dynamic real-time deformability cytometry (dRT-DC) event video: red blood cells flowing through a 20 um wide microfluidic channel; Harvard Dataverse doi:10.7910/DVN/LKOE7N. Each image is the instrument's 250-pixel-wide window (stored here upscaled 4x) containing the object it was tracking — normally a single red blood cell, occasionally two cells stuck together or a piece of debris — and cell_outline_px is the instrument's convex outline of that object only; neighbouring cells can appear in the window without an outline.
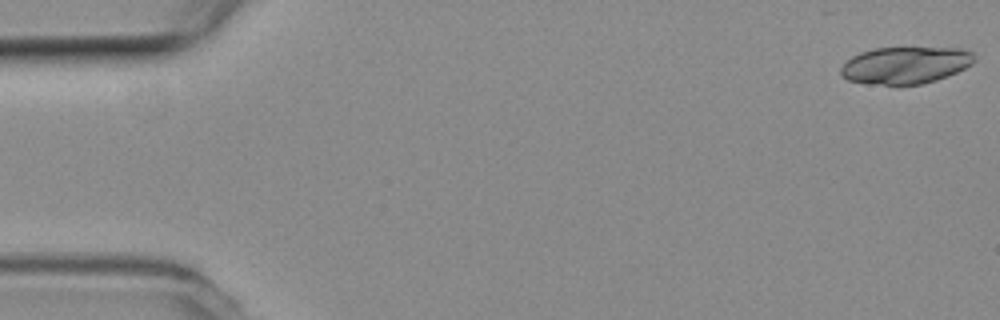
{"species": "common noctule bat (a hibernating species)", "species_latin": "Nyctalus noctula", "temperature_condition": "room temperature", "stored_images_in_passage": 7, "camera_frame_rate_fps": 3000, "um_per_image_px": 0.085, "animal": {"sex": "female", "body_mass_g": 19.3, "forearm_length_mm": 54.1}, "frame": {"image": 1, "passage_image": 1, "time_ms": 0.0, "image_size_px": [1000, 320], "cell_outline_px": [[976, 60], [972, 64], [948, 76], [936, 80], [920, 84], [900, 88], [896, 88], [868, 84], [848, 80], [840, 76], [840, 68], [852, 56], [860, 52], [876, 48], [960, 48], [972, 52], [976, 56]], "centroid_in_image_um": [76.93, 5.59], "position_along_channel_um": 8.1, "area_um2": 29.59}}